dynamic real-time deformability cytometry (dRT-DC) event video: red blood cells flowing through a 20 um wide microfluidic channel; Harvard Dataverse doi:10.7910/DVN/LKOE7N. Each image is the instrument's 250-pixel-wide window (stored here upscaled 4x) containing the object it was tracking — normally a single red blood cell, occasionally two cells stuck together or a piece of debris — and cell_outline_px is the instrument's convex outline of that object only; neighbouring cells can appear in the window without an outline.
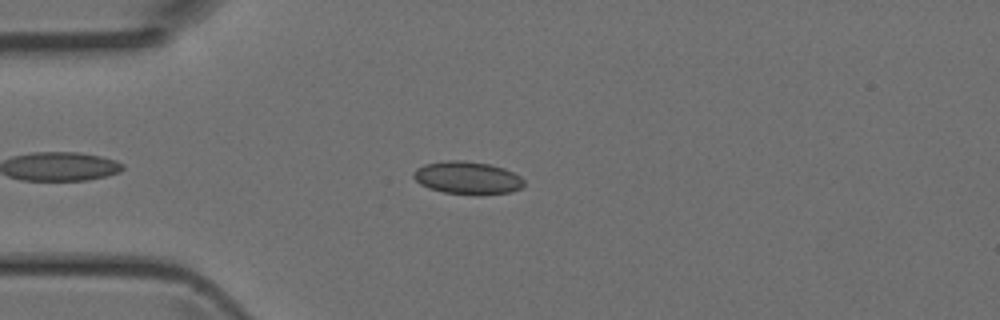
{"species": "Egyptian fruit bat (a non-hibernating species)", "species_latin": "Rousettus aegyptiacus", "temperature_condition": "room temperature", "stored_images_in_passage": 42, "camera_frame_rate_fps": 3000, "um_per_image_px": 0.085, "animal": {"sex": "female"}, "frame": {"image": 1, "passage_image": 7, "time_ms": 2.0, "image_size_px": [1000, 320], "cell_outline_px": [[524, 184], [520, 188], [512, 192], [476, 196], [444, 192], [428, 188], [420, 184], [412, 176], [412, 172], [416, 168], [424, 164], [448, 160], [460, 160], [488, 164], [504, 168], [520, 176], [524, 180]], "centroid_in_image_um": [39.72, 15.13], "position_along_channel_um": 45.3, "area_um2": 21.33}}
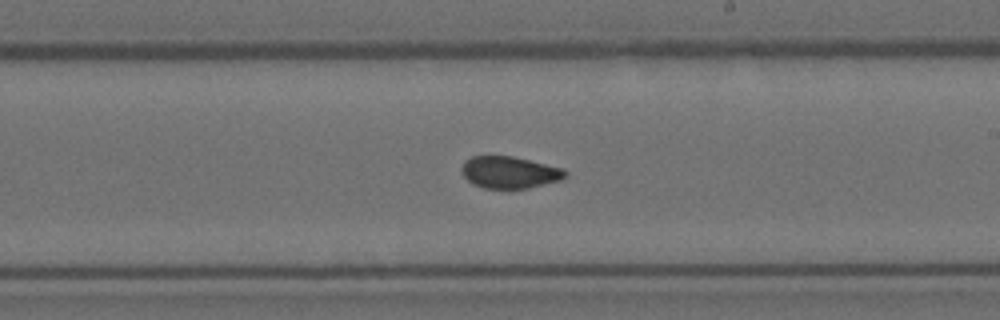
{"frame": {"image": 2, "passage_image": 22, "time_ms": 7.0, "image_size_px": [1000, 320], "cell_outline_px": [[568, 176], [560, 180], [528, 188], [484, 188], [472, 184], [464, 176], [460, 168], [464, 160], [472, 156], [512, 156], [564, 168], [568, 172]], "centroid_in_image_um": [43.31, 14.64], "position_along_channel_um": 245.7, "area_um2": 19.36}}
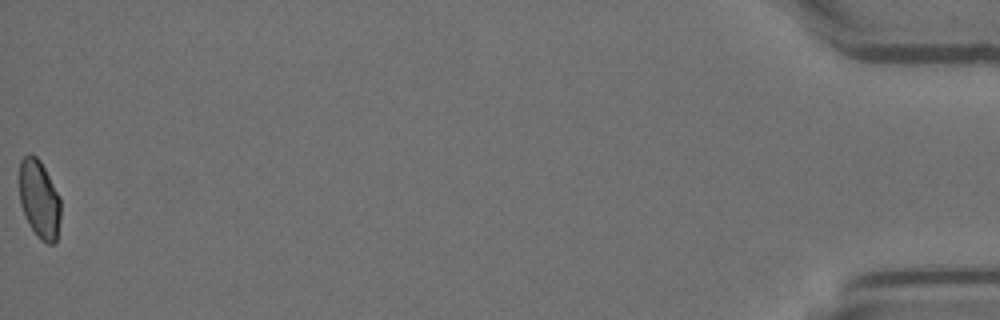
{"frame": {"image": 3, "passage_image": 42, "time_ms": 13.667, "image_size_px": [1000, 320], "cell_outline_px": [[60, 216], [56, 240], [52, 244], [48, 244], [40, 240], [36, 236], [20, 204], [20, 160], [24, 156], [36, 156], [40, 160], [60, 196]], "centroid_in_image_um": [3.35, 16.94], "position_along_channel_um": 431.8, "area_um2": 18.55}}